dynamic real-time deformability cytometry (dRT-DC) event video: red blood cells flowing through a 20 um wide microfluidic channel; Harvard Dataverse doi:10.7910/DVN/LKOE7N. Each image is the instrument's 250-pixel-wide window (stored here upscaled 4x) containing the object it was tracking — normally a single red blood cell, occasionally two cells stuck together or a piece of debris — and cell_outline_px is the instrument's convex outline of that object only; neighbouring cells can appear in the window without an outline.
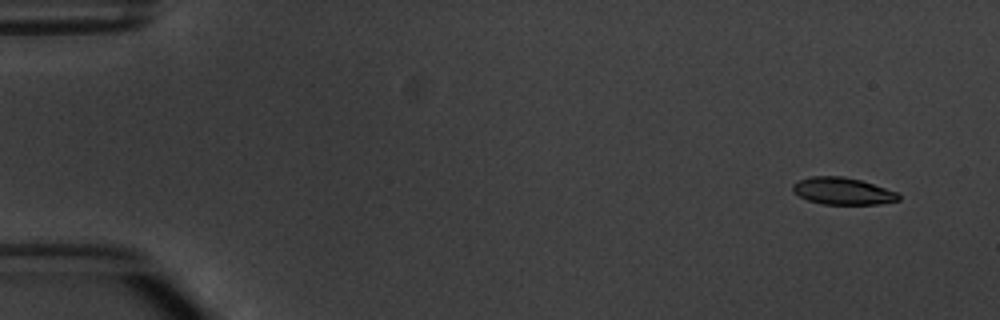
{"species": "common noctule bat (a hibernating species)", "species_latin": "Nyctalus noctula", "temperature_condition": "warm", "stored_images_in_passage": 5, "camera_frame_rate_fps": 3000, "um_per_image_px": 0.085, "animal": {"sex": "male", "body_mass_g": 20.1, "forearm_length_mm": 53.5}, "frame": {"image": 1, "passage_image": 1, "time_ms": 0.0, "image_size_px": [1000, 320], "cell_outline_px": [[900, 200], [880, 204], [824, 204], [808, 200], [792, 192], [792, 184], [796, 180], [812, 176], [844, 176], [860, 180], [896, 192], [900, 196]], "centroid_in_image_um": [71.58, 16.24], "position_along_channel_um": 13.4, "area_um2": 16.65}}
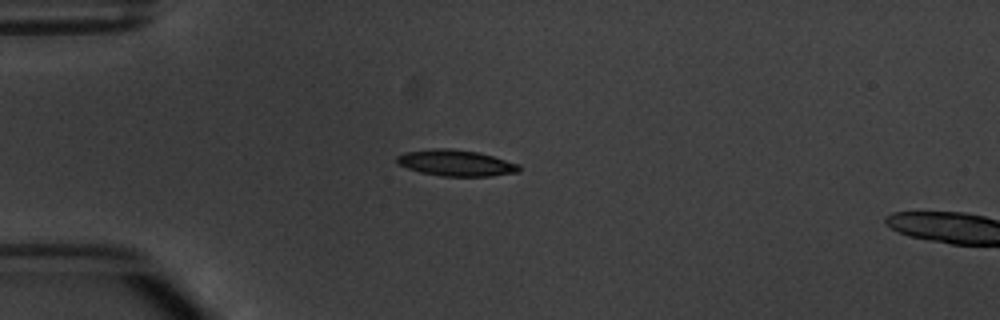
{"frame": {"image": 2, "passage_image": 4, "time_ms": 3.667, "image_size_px": [1000, 320], "cell_outline_px": [[520, 172], [488, 176], [440, 176], [420, 172], [408, 168], [400, 164], [396, 160], [396, 156], [404, 152], [432, 148], [448, 148], [480, 152], [520, 164]], "centroid_in_image_um": [38.77, 13.84], "position_along_channel_um": 46.2, "area_um2": 18.73}}